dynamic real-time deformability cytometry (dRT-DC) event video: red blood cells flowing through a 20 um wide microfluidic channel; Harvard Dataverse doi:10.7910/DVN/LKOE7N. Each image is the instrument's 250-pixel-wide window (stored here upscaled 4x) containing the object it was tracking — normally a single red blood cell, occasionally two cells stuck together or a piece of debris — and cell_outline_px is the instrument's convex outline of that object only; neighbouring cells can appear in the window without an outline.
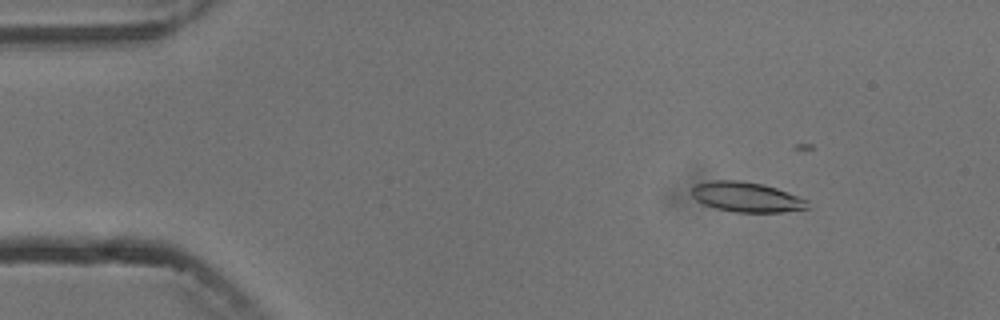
{"species": "common noctule bat (a hibernating species)", "species_latin": "Nyctalus noctula", "temperature_condition": "cold", "stored_images_in_passage": 4, "camera_frame_rate_fps": 3000, "um_per_image_px": 0.085, "animal": {"sex": "male", "body_mass_g": 13.3}, "frame": {"image": 1, "passage_image": 2, "time_ms": 1.333, "image_size_px": [1000, 320], "cell_outline_px": [[808, 208], [784, 212], [736, 212], [716, 208], [704, 204], [696, 200], [692, 196], [692, 188], [696, 184], [712, 180], [740, 180], [764, 184], [776, 188], [808, 200]], "centroid_in_image_um": [63.45, 16.74], "position_along_channel_um": 21.6, "area_um2": 20.17}}